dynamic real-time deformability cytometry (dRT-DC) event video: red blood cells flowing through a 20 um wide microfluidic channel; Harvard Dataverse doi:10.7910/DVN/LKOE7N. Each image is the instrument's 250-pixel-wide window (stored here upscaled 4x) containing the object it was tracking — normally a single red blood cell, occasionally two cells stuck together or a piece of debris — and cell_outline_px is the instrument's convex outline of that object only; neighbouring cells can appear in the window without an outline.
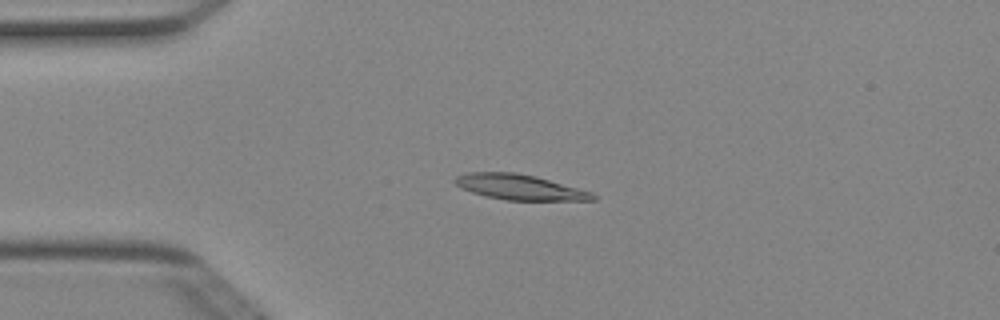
{"species": "Egyptian fruit bat (a non-hibernating species)", "species_latin": "Rousettus aegyptiacus", "temperature_condition": "cold", "stored_images_in_passage": 4, "camera_frame_rate_fps": 3000, "um_per_image_px": 0.085, "animal": {"sex": "female"}, "frame": {"image": 1, "passage_image": 3, "time_ms": 0.667, "image_size_px": [1000, 320], "cell_outline_px": [[596, 200], [504, 200], [472, 192], [460, 188], [452, 180], [456, 176], [468, 172], [516, 172], [536, 176], [592, 192], [596, 196]], "centroid_in_image_um": [44.14, 15.9], "position_along_channel_um": 40.9, "area_um2": 20.29}}